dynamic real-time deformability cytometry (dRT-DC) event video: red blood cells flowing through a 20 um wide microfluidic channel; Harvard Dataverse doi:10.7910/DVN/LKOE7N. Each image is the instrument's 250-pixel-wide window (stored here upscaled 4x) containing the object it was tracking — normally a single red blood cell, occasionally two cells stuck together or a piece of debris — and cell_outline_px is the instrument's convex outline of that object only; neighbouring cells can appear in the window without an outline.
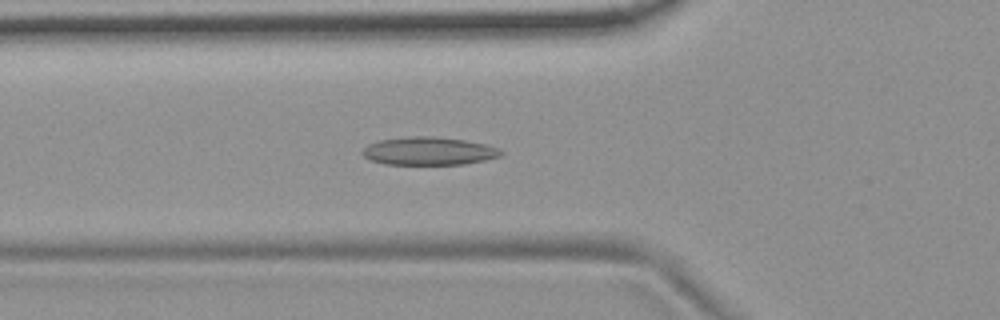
{"species": "common noctule bat (a hibernating species)", "species_latin": "Nyctalus noctula", "temperature_condition": "room temperature", "stored_images_in_passage": 37, "camera_frame_rate_fps": 3000, "um_per_image_px": 0.085, "animal": {"sex": "female", "body_mass_g": 19.9}, "frame": {"image": 1, "passage_image": 6, "time_ms": 1.667, "image_size_px": [1000, 320], "cell_outline_px": [[504, 152], [500, 156], [484, 160], [464, 164], [384, 164], [368, 160], [360, 152], [368, 144], [380, 140], [408, 136], [432, 136], [464, 140], [484, 144], [500, 148]], "centroid_in_image_um": [36.42, 12.84], "position_along_channel_um": 89.4, "area_um2": 22.66}}
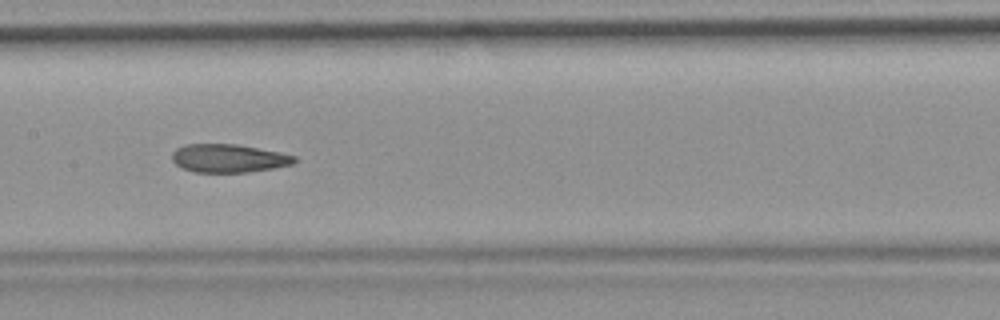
{"frame": {"image": 2, "passage_image": 14, "time_ms": 4.333, "image_size_px": [1000, 320], "cell_outline_px": [[296, 160], [292, 164], [272, 168], [248, 172], [196, 172], [184, 168], [176, 164], [172, 160], [172, 152], [176, 148], [184, 144], [236, 144], [280, 152], [296, 156]], "centroid_in_image_um": [19.41, 13.44], "position_along_channel_um": 188.0, "area_um2": 20.06}}
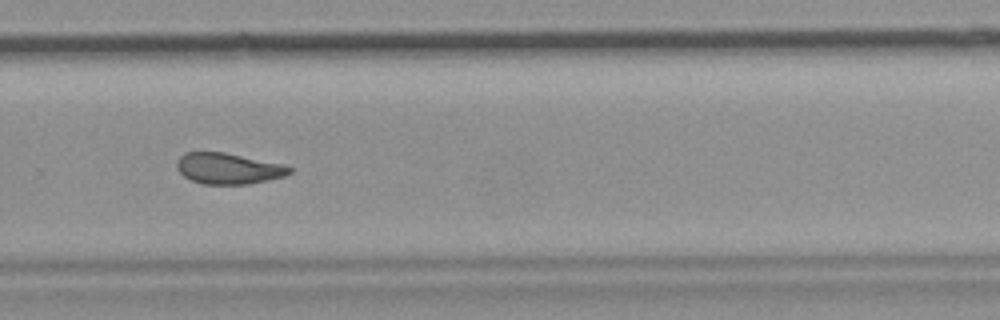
{"frame": {"image": 3, "passage_image": 24, "time_ms": 7.667, "image_size_px": [1000, 320], "cell_outline_px": [[292, 172], [284, 176], [268, 180], [248, 184], [200, 184], [184, 176], [176, 168], [176, 160], [184, 152], [224, 152], [284, 164], [292, 168]], "centroid_in_image_um": [19.39, 14.32], "position_along_channel_um": 310.4, "area_um2": 20.46}, "authors_computed_cell_mechanics": {"area_um2": 21.0392, "velocity_mm_per_s": 3.6917, "shape_relaxation_time_tau1_ms": null, "shape_relaxation_time_tau2_ms": 2.5769, "deformation_change_tau1": null, "deformation_change_tau2": 0.0848}}